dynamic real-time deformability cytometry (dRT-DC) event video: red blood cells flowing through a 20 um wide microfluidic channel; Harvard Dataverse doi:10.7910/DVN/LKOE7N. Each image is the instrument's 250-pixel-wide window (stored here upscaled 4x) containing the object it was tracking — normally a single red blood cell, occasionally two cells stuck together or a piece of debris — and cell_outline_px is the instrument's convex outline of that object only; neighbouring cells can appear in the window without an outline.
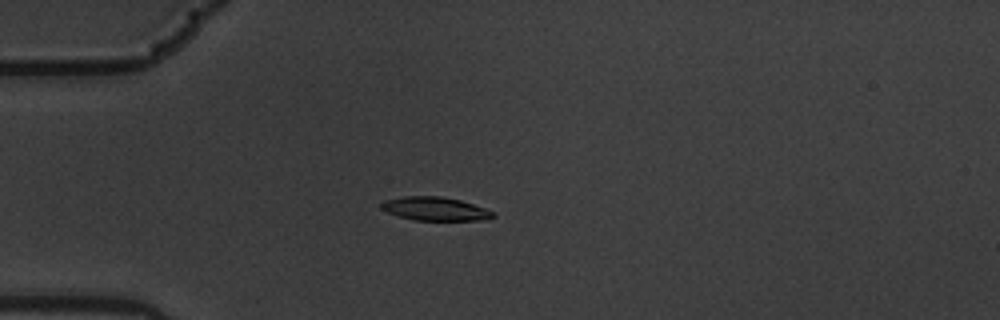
{"species": "common noctule bat (a hibernating species)", "species_latin": "Nyctalus noctula", "temperature_condition": "warm", "stored_images_in_passage": 8, "camera_frame_rate_fps": 3000, "um_per_image_px": 0.085, "animal": {"sex": "male", "body_mass_g": 19.5, "forearm_length_mm": 54.6}, "frame": {"image": 1, "passage_image": 5, "time_ms": 1.333, "image_size_px": [1000, 320], "cell_outline_px": [[496, 216], [488, 220], [412, 220], [388, 212], [380, 208], [380, 204], [384, 200], [404, 196], [440, 196], [460, 200], [496, 212]], "centroid_in_image_um": [37.01, 17.75], "position_along_channel_um": 48.0, "area_um2": 15.37}}
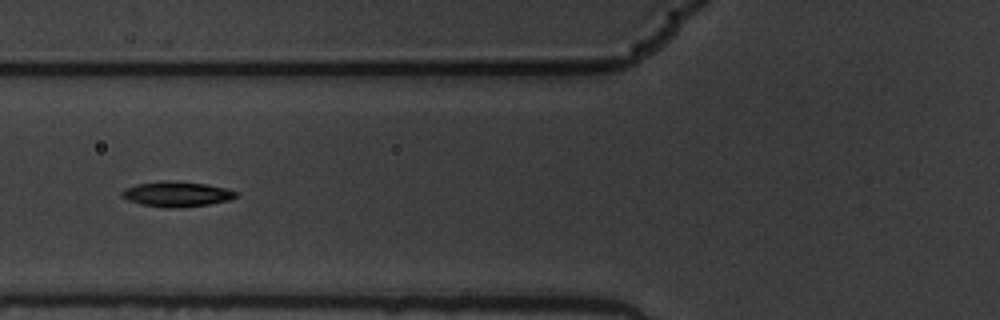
{"frame": {"image": 2, "passage_image": 7, "time_ms": 2.0, "image_size_px": [1000, 320], "cell_outline_px": [[236, 196], [228, 200], [208, 204], [180, 208], [164, 208], [140, 204], [128, 200], [120, 196], [120, 192], [124, 188], [136, 184], [160, 180], [168, 180], [204, 184], [224, 188], [236, 192]], "centroid_in_image_um": [14.92, 16.5], "position_along_channel_um": 110.9, "area_um2": 16.76}}
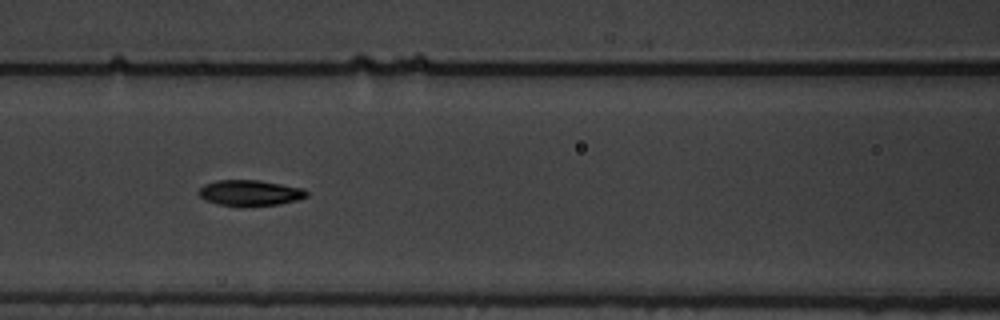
{"frame": {"image": 3, "passage_image": 8, "time_ms": 2.333, "image_size_px": [1000, 320], "cell_outline_px": [[308, 196], [296, 200], [280, 204], [216, 204], [204, 200], [196, 192], [204, 184], [216, 180], [260, 180], [304, 188], [308, 192]], "centroid_in_image_um": [21.24, 16.36], "position_along_channel_um": 145.4, "area_um2": 15.84}}